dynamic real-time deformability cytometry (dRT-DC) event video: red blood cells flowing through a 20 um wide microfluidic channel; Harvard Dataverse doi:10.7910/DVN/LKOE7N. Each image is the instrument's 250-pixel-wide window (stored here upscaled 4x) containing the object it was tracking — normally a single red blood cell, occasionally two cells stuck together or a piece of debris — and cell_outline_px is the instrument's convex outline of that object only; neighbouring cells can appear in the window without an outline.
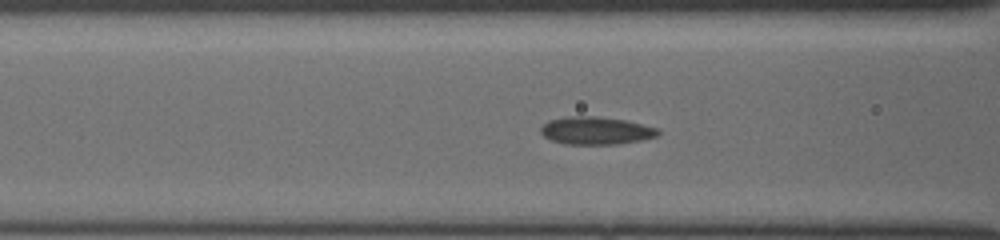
{"species": "common noctule bat (a hibernating species)", "species_latin": "Nyctalus noctula", "temperature_condition": "cold", "stored_images_in_passage": 36, "camera_frame_rate_fps": 3000, "um_per_image_px": 0.085, "animal": {"sex": "female", "body_mass_g": 19.5, "forearm_length_mm": 54.1}, "frame": {"image": 1, "passage_image": 7, "time_ms": 2.0, "image_size_px": [1000, 240], "cell_outline_px": [[660, 132], [656, 136], [640, 140], [616, 144], [564, 144], [552, 140], [544, 136], [540, 132], [540, 128], [548, 120], [568, 116], [596, 116], [624, 120], [660, 128]], "centroid_in_image_um": [50.64, 11.1], "position_along_channel_um": 116.0, "area_um2": 18.9}}
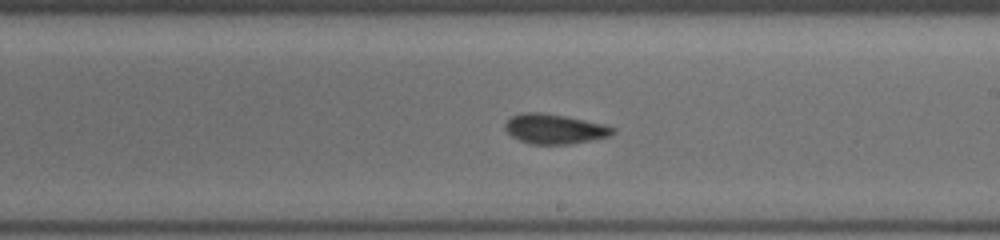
{"frame": {"image": 2, "passage_image": 16, "time_ms": 5.0, "image_size_px": [1000, 240], "cell_outline_px": [[616, 132], [608, 136], [572, 144], [532, 144], [520, 140], [512, 136], [504, 128], [504, 124], [512, 116], [520, 112], [540, 112], [564, 116], [604, 124], [616, 128]], "centroid_in_image_um": [47.13, 10.95], "position_along_channel_um": 241.9, "area_um2": 18.61}}
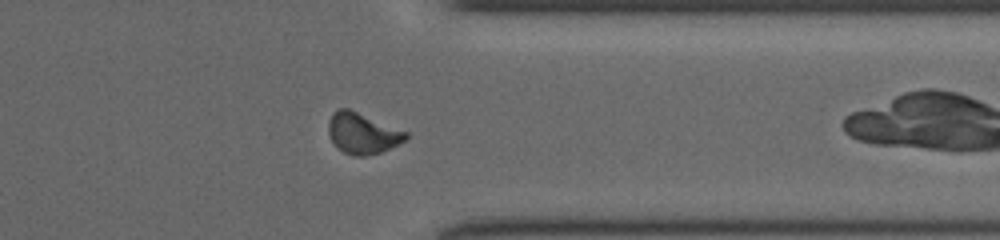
{"frame": {"image": 3, "passage_image": 26, "time_ms": 8.333, "image_size_px": [1000, 240], "cell_outline_px": [[408, 136], [404, 140], [380, 152], [364, 156], [356, 156], [344, 152], [336, 148], [328, 132], [328, 120], [332, 112], [336, 108], [348, 108], [408, 132]], "centroid_in_image_um": [30.76, 11.31], "position_along_channel_um": 380.6, "area_um2": 18.32}}